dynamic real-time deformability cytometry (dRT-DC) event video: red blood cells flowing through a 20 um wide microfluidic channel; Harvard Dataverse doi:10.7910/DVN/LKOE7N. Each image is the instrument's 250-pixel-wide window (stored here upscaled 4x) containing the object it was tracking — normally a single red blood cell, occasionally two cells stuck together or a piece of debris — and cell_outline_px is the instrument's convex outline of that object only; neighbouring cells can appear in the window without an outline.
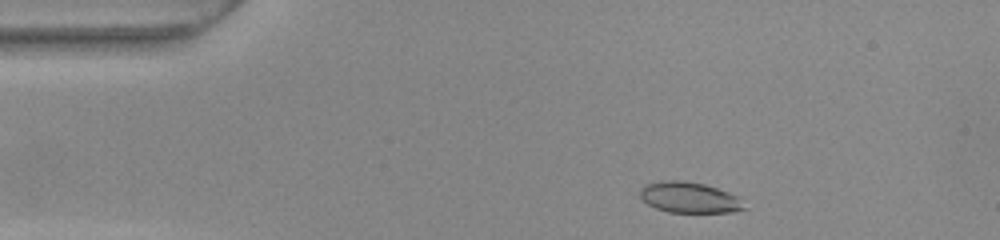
{"species": "common noctule bat (a hibernating species)", "species_latin": "Nyctalus noctula", "temperature_condition": "warm", "stored_images_in_passage": 37, "camera_frame_rate_fps": 3000, "um_per_image_px": 0.085, "animal": {"sex": "female", "body_mass_g": 22.0, "forearm_length_mm": 56.7}, "frame": {"image": 1, "passage_image": 2, "time_ms": 0.333, "image_size_px": [1000, 240], "cell_outline_px": [[748, 208], [732, 212], [668, 212], [656, 208], [648, 204], [640, 196], [640, 188], [644, 184], [664, 180], [684, 180], [704, 184], [728, 192], [736, 196]], "centroid_in_image_um": [58.57, 16.78], "position_along_channel_um": 26.4, "area_um2": 18.67}}
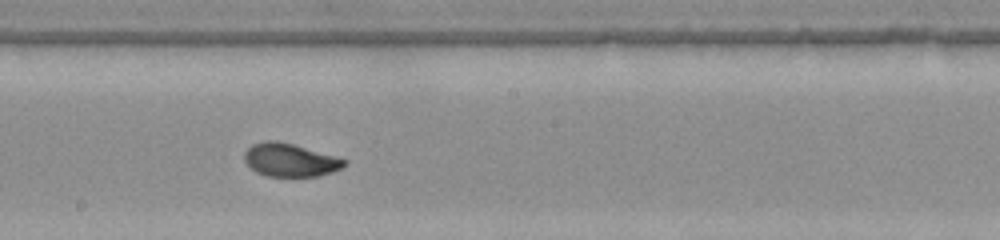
{"frame": {"image": 2, "passage_image": 22, "time_ms": 7.0, "image_size_px": [1000, 240], "cell_outline_px": [[348, 164], [344, 168], [332, 172], [316, 176], [268, 176], [256, 172], [244, 160], [244, 152], [252, 144], [268, 140], [276, 140], [292, 144], [348, 160]], "centroid_in_image_um": [24.67, 13.6], "position_along_channel_um": 223.5, "area_um2": 19.19}}
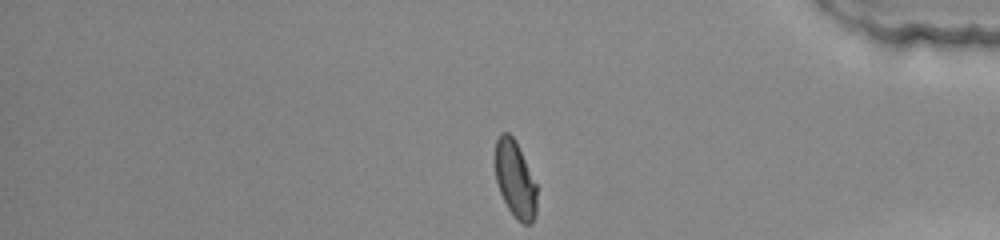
{"frame": {"image": 3, "passage_image": 37, "time_ms": 12.0, "image_size_px": [1000, 240], "cell_outline_px": [[536, 216], [532, 224], [524, 224], [516, 220], [508, 208], [500, 192], [496, 180], [496, 140], [500, 132], [508, 132], [516, 140], [536, 184]], "centroid_in_image_um": [43.8, 15.26], "position_along_channel_um": 391.4, "area_um2": 18.61}, "authors_computed_cell_mechanics": {"area_um2": 18.8428, "velocity_mm_per_s": 3.8863, "shape_relaxation_time_tau1_ms": 4.1445, "shape_relaxation_time_tau2_ms": 0.9895, "deformation_change_tau1": 0.1553, "deformation_change_tau2": 0.0404}}